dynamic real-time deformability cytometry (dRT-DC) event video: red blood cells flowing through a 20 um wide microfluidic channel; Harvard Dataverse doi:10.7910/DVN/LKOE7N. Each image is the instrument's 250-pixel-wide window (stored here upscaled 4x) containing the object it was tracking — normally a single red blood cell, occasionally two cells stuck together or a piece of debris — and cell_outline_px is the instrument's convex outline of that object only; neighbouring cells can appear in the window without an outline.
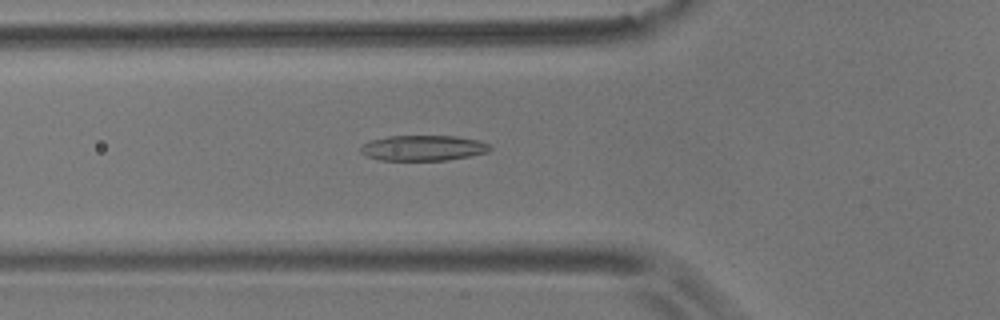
{"species": "common noctule bat (a hibernating species)", "species_latin": "Nyctalus noctula", "temperature_condition": "room temperature", "stored_images_in_passage": 52, "camera_frame_rate_fps": 3000, "um_per_image_px": 0.085, "animal": {"sex": "male", "body_mass_g": 17.9}, "frame": {"image": 1, "passage_image": 16, "time_ms": 5.0, "image_size_px": [1000, 320], "cell_outline_px": [[492, 148], [488, 152], [448, 160], [380, 160], [368, 156], [360, 152], [360, 148], [364, 144], [372, 140], [388, 136], [456, 136], [480, 140], [488, 144]], "centroid_in_image_um": [35.99, 12.57], "position_along_channel_um": 89.8, "area_um2": 19.07}}
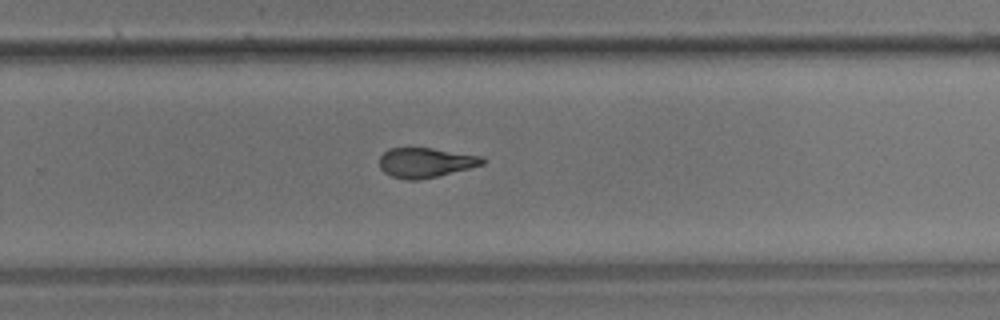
{"frame": {"image": 2, "passage_image": 33, "time_ms": 10.667, "image_size_px": [1000, 320], "cell_outline_px": [[488, 160], [484, 164], [420, 180], [404, 180], [392, 176], [384, 172], [380, 168], [380, 156], [388, 148], [432, 148], [484, 156]], "centroid_in_image_um": [36.19, 13.81], "position_along_channel_um": 293.6, "area_um2": 17.92}}
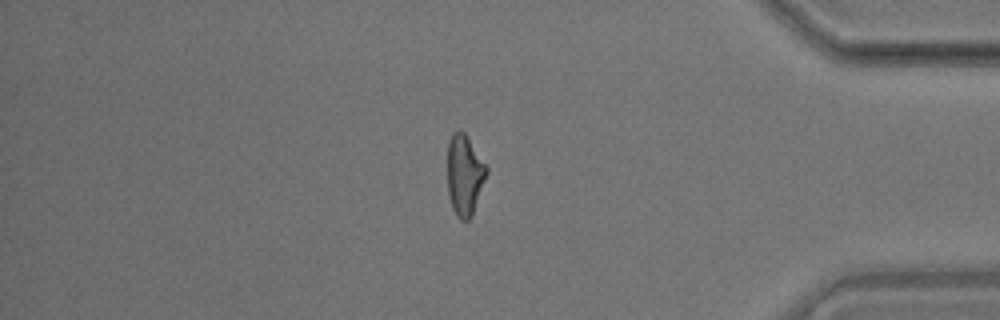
{"frame": {"image": 3, "passage_image": 44, "time_ms": 14.333, "image_size_px": [1000, 320], "cell_outline_px": [[488, 172], [472, 216], [468, 220], [460, 220], [456, 216], [452, 208], [448, 192], [448, 144], [452, 132], [460, 128], [464, 132], [488, 168]], "centroid_in_image_um": [39.48, 14.88], "position_along_channel_um": 395.7, "area_um2": 18.38}, "authors_computed_cell_mechanics": {"area_um2": 18.9006, "velocity_mm_per_s": 3.5924, "shape_relaxation_time_tau1_ms": 6.5286, "shape_relaxation_time_tau2_ms": 2.776, "deformation_change_tau1": 0.201, "deformation_change_tau2": 0.1021}}